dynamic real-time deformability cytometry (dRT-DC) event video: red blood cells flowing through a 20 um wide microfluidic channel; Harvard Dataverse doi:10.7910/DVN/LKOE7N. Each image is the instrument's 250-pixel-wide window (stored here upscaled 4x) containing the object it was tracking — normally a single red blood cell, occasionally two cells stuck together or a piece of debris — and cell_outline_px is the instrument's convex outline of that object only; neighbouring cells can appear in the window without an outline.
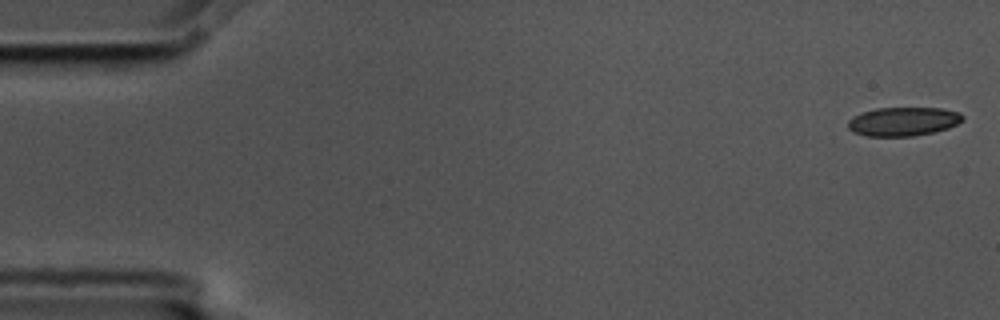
{"species": "common noctule bat (a hibernating species)", "species_latin": "Nyctalus noctula", "temperature_condition": "cold", "stored_images_in_passage": 5, "camera_frame_rate_fps": 3000, "um_per_image_px": 0.085, "animal": {"sex": "male", "body_mass_g": 17.5, "forearm_length_mm": 52.3}, "frame": {"image": 1, "passage_image": 1, "time_ms": 0.0, "image_size_px": [1000, 320], "cell_outline_px": [[964, 120], [948, 128], [936, 132], [912, 136], [864, 136], [852, 132], [848, 128], [848, 120], [852, 116], [876, 108], [940, 108], [960, 112], [964, 116]], "centroid_in_image_um": [76.77, 10.33], "position_along_channel_um": 8.2, "area_um2": 19.42}}
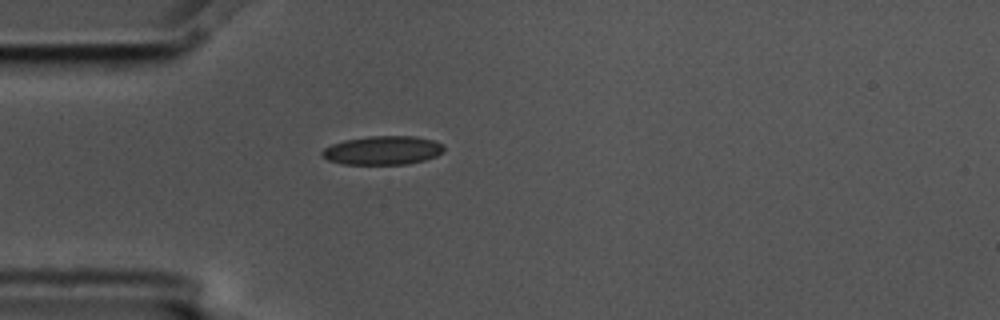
{"frame": {"image": 2, "passage_image": 5, "time_ms": 1.333, "image_size_px": [1000, 320], "cell_outline_px": [[444, 152], [436, 156], [424, 160], [408, 164], [344, 164], [328, 160], [320, 156], [320, 152], [324, 148], [332, 144], [344, 140], [368, 136], [416, 136], [436, 140], [444, 144]], "centroid_in_image_um": [32.55, 12.77], "position_along_channel_um": 52.5, "area_um2": 20.69}}